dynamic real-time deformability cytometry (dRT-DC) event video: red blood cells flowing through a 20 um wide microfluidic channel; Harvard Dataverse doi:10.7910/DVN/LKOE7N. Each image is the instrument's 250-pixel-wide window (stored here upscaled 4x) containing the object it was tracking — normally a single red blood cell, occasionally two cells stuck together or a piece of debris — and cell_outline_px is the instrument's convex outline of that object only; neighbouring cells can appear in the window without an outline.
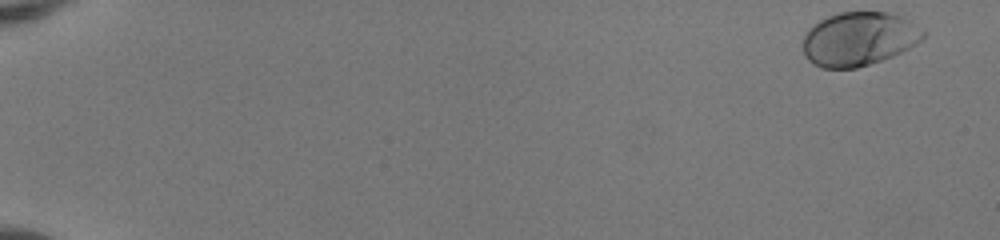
{"species": "human", "species_latin": "Homo sapiens", "temperature_condition": "room temperature", "stored_images_in_passage": 51, "camera_frame_rate_fps": 3000, "um_per_image_px": 0.085, "donor": {"sex": "female"}, "frame": {"image": 1, "passage_image": 1, "time_ms": 0.0, "image_size_px": [1000, 240], "cell_outline_px": [[924, 36], [916, 44], [892, 56], [856, 68], [820, 68], [812, 64], [804, 56], [804, 36], [808, 28], [812, 24], [828, 16], [840, 12], [888, 12], [900, 16], [908, 20], [924, 32]], "centroid_in_image_um": [72.95, 3.31], "position_along_channel_um": 12.0, "area_um2": 37.45}}
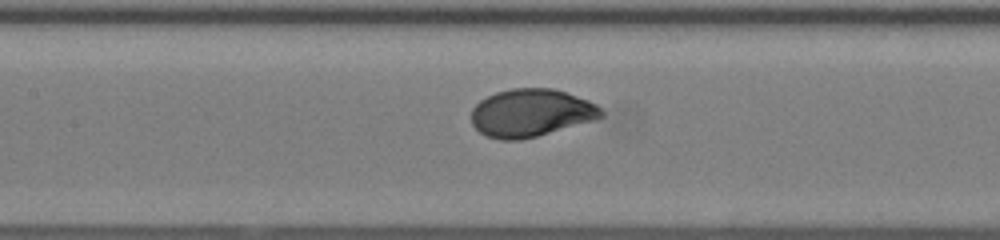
{"frame": {"image": 2, "passage_image": 26, "time_ms": 8.333, "image_size_px": [1000, 240], "cell_outline_px": [[604, 116], [596, 120], [536, 136], [520, 140], [500, 140], [488, 136], [480, 132], [472, 124], [472, 108], [480, 100], [496, 92], [512, 88], [552, 88], [588, 100], [596, 104], [604, 112]], "centroid_in_image_um": [45.14, 9.6], "position_along_channel_um": 162.3, "area_um2": 36.07}}
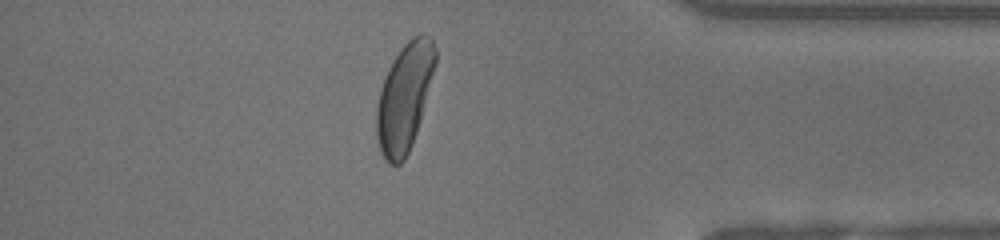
{"frame": {"image": 3, "passage_image": 45, "time_ms": 14.667, "image_size_px": [1000, 240], "cell_outline_px": [[436, 60], [420, 120], [412, 144], [404, 160], [400, 164], [388, 164], [384, 160], [380, 152], [376, 136], [376, 108], [380, 88], [388, 68], [404, 44], [412, 36], [420, 32], [424, 32], [432, 36], [436, 48]], "centroid_in_image_um": [34.36, 8.25], "position_along_channel_um": 400.8, "area_um2": 36.88}, "authors_computed_cell_mechanics": {"area_um2": 36.414, "velocity_mm_per_s": 4.0793, "shape_relaxation_time_tau1_ms": 1.9678, "shape_relaxation_time_tau2_ms": null, "deformation_change_tau1": 0.1327, "deformation_change_tau2": null}}